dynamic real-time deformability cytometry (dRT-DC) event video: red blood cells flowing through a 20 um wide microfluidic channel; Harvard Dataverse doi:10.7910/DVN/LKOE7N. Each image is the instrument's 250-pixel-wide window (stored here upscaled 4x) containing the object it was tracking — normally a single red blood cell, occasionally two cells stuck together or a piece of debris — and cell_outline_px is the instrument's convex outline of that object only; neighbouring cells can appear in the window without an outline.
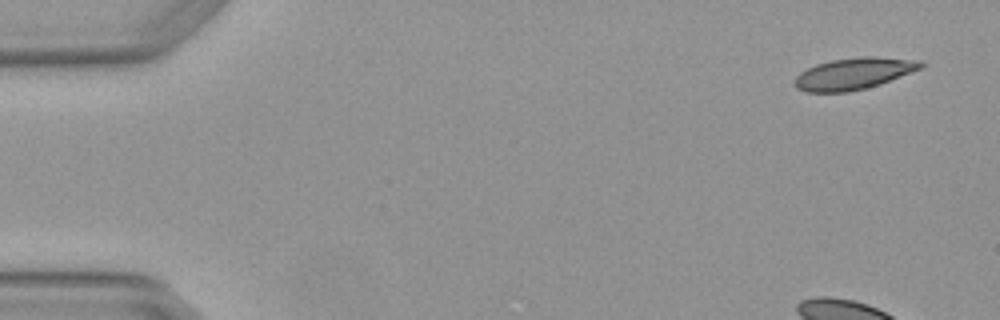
{"species": "Egyptian fruit bat (a non-hibernating species)", "species_latin": "Rousettus aegyptiacus", "temperature_condition": "warm", "stored_images_in_passage": 4, "camera_frame_rate_fps": 3000, "um_per_image_px": 0.085, "animal": {"sex": "female"}, "frame": {"image": 1, "passage_image": 1, "time_ms": 0.0, "image_size_px": [1000, 320], "cell_outline_px": [[928, 64], [924, 68], [880, 84], [848, 92], [804, 92], [796, 88], [792, 84], [792, 80], [800, 72], [816, 64], [832, 60], [860, 56], [872, 56], [920, 60]], "centroid_in_image_um": [72.58, 6.25], "position_along_channel_um": 12.4, "area_um2": 23.64}}